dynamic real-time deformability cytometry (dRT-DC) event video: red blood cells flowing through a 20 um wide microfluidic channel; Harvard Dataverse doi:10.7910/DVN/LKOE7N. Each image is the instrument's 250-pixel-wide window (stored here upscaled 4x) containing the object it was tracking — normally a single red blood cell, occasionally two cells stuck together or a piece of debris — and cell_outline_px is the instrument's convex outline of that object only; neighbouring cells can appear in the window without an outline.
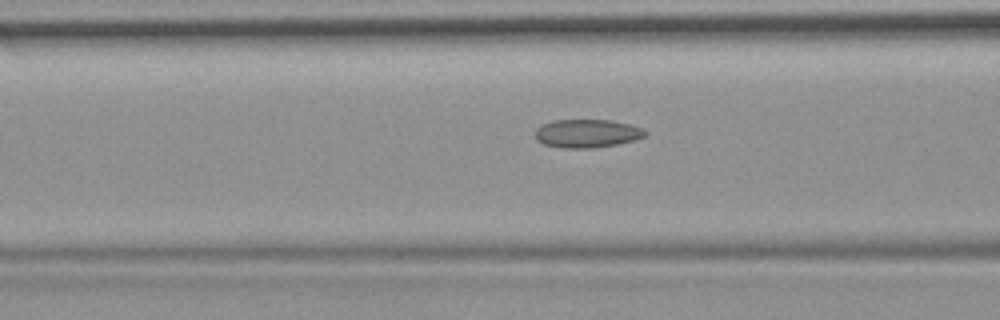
{"species": "common noctule bat (a hibernating species)", "species_latin": "Nyctalus noctula", "temperature_condition": "room temperature", "stored_images_in_passage": 53, "camera_frame_rate_fps": 3000, "um_per_image_px": 0.085, "animal": {"sex": "female", "body_mass_g": 19.9}, "frame": {"image": 1, "passage_image": 22, "time_ms": 7.0, "image_size_px": [1000, 320], "cell_outline_px": [[648, 132], [644, 136], [632, 140], [616, 144], [592, 148], [564, 148], [544, 144], [536, 140], [536, 128], [540, 124], [552, 120], [612, 120], [644, 128]], "centroid_in_image_um": [49.87, 11.33], "position_along_channel_um": 116.7, "area_um2": 18.15}}
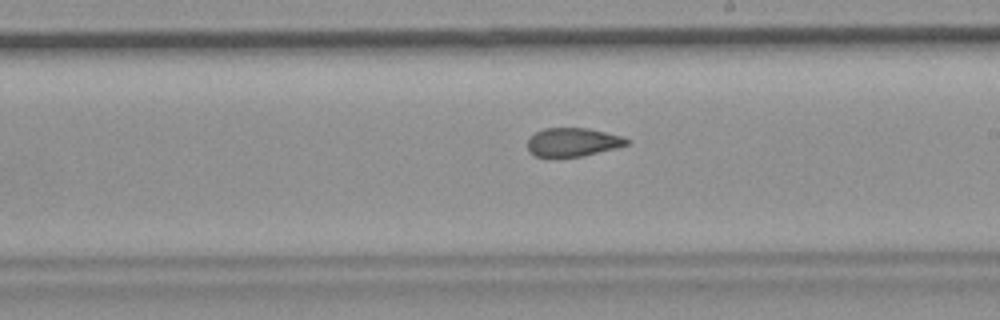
{"frame": {"image": 2, "passage_image": 32, "time_ms": 10.333, "image_size_px": [1000, 320], "cell_outline_px": [[628, 144], [616, 148], [584, 156], [536, 156], [528, 152], [528, 140], [536, 132], [544, 128], [588, 128], [624, 136], [628, 140]], "centroid_in_image_um": [48.71, 12.07], "position_along_channel_um": 240.3, "area_um2": 16.42}}
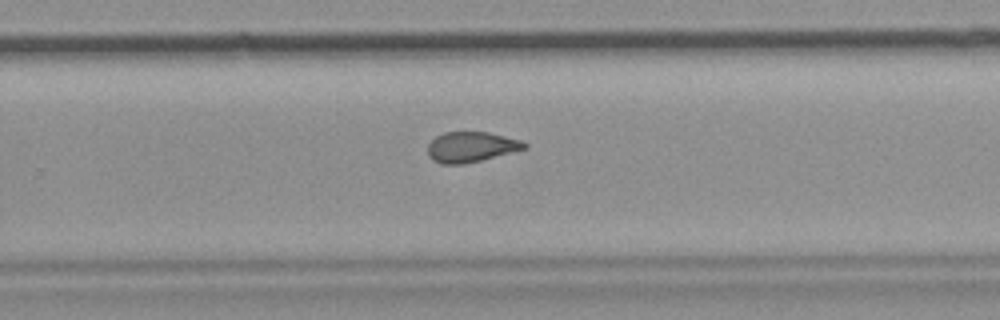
{"frame": {"image": 3, "passage_image": 36, "time_ms": 11.667, "image_size_px": [1000, 320], "cell_outline_px": [[528, 148], [464, 164], [444, 164], [432, 160], [428, 156], [428, 144], [436, 136], [444, 132], [488, 132], [520, 140], [528, 144]], "centroid_in_image_um": [40.03, 12.49], "position_along_channel_um": 289.8, "area_um2": 16.99}, "authors_computed_cell_mechanics": {"area_um2": 17.9758, "velocity_mm_per_s": 3.7173, "shape_relaxation_time_tau1_ms": null, "shape_relaxation_time_tau2_ms": 1.5306, "deformation_change_tau1": null, "deformation_change_tau2": 0.0664}}